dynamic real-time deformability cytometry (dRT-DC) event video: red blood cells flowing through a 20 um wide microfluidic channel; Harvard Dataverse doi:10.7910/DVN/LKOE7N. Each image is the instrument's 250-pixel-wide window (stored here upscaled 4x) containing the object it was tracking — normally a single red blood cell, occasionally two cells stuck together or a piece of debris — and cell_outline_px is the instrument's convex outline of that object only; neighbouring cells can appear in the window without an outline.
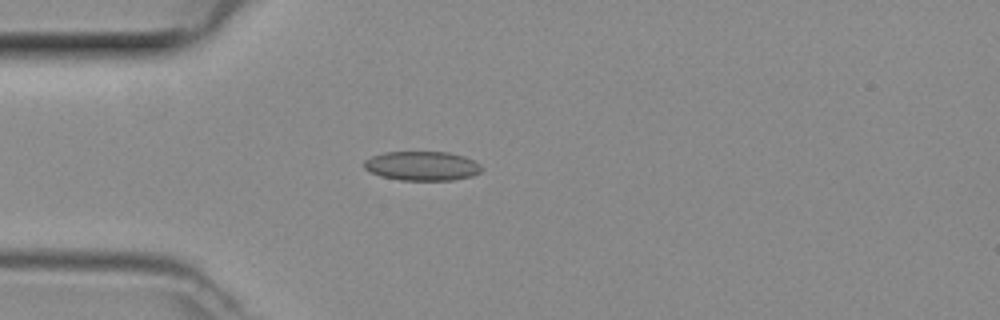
{"species": "common noctule bat (a hibernating species)", "species_latin": "Nyctalus noctula", "temperature_condition": "room temperature", "stored_images_in_passage": 37, "camera_frame_rate_fps": 3000, "um_per_image_px": 0.085, "animal": {"sex": "female", "body_mass_g": 29.2, "forearm_length_mm": 56.3}, "frame": {"image": 1, "passage_image": 2, "time_ms": 0.333, "image_size_px": [1000, 320], "cell_outline_px": [[484, 168], [480, 172], [472, 176], [452, 180], [400, 180], [380, 176], [364, 168], [364, 160], [372, 156], [384, 152], [448, 152], [464, 156], [476, 160]], "centroid_in_image_um": [35.91, 14.1], "position_along_channel_um": 49.1, "area_um2": 20.17}}
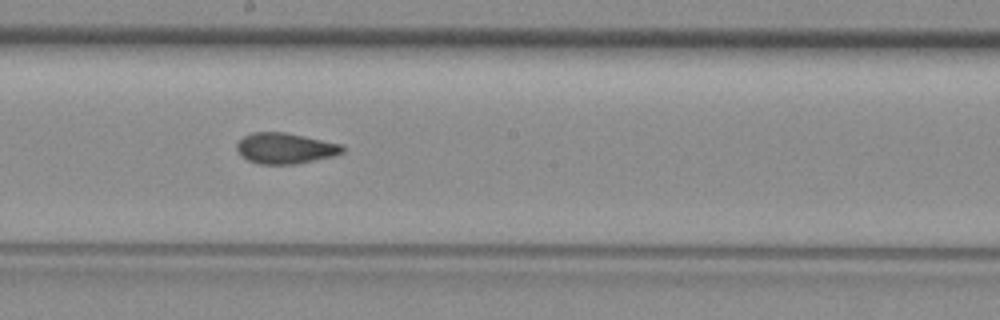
{"frame": {"image": 2, "passage_image": 15, "time_ms": 4.667, "image_size_px": [1000, 320], "cell_outline_px": [[344, 152], [332, 156], [296, 164], [260, 164], [248, 160], [236, 148], [236, 144], [244, 136], [252, 132], [284, 132], [340, 144], [344, 148]], "centroid_in_image_um": [24.23, 12.6], "position_along_channel_um": 224.0, "area_um2": 18.61}}
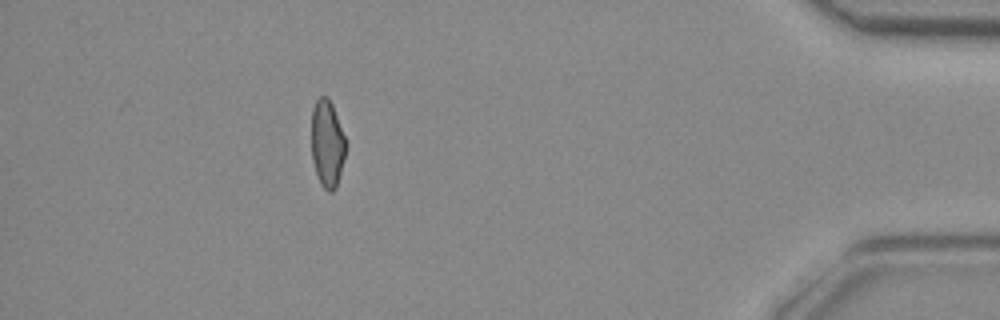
{"frame": {"image": 3, "passage_image": 32, "time_ms": 10.333, "image_size_px": [1000, 320], "cell_outline_px": [[344, 156], [336, 188], [332, 192], [328, 192], [320, 184], [312, 160], [312, 108], [316, 100], [320, 96], [328, 96], [332, 104], [344, 136]], "centroid_in_image_um": [27.78, 12.2], "position_along_channel_um": 407.4, "area_um2": 17.11}}